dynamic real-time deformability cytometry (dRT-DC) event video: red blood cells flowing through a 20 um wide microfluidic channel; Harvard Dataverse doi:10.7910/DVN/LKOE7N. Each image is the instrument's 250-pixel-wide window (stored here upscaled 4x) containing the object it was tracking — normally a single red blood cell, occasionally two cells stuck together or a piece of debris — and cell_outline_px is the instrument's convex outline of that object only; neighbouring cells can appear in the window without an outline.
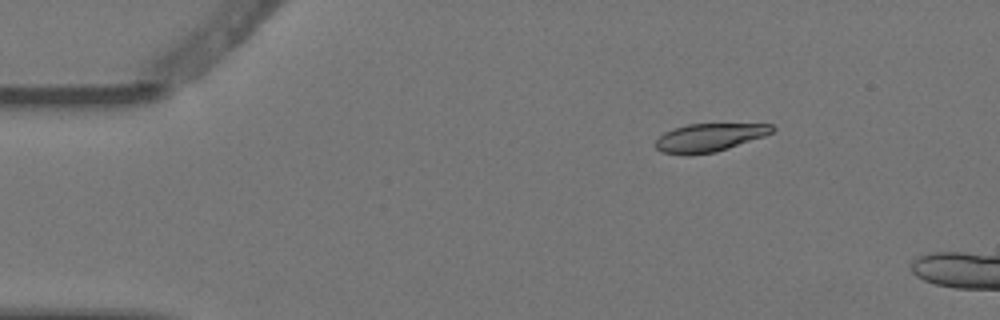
{"species": "Egyptian fruit bat (a non-hibernating species)", "species_latin": "Rousettus aegyptiacus", "temperature_condition": "warm", "stored_images_in_passage": 4, "camera_frame_rate_fps": 3000, "um_per_image_px": 0.085, "animal": {"sex": "female"}, "frame": {"image": 1, "passage_image": 3, "time_ms": 0.667, "image_size_px": [1000, 320], "cell_outline_px": [[776, 128], [772, 132], [764, 136], [716, 152], [688, 156], [684, 156], [660, 152], [656, 148], [656, 140], [664, 132], [672, 128], [688, 124], [772, 124]], "centroid_in_image_um": [60.24, 11.71], "position_along_channel_um": 24.8, "area_um2": 19.31}}